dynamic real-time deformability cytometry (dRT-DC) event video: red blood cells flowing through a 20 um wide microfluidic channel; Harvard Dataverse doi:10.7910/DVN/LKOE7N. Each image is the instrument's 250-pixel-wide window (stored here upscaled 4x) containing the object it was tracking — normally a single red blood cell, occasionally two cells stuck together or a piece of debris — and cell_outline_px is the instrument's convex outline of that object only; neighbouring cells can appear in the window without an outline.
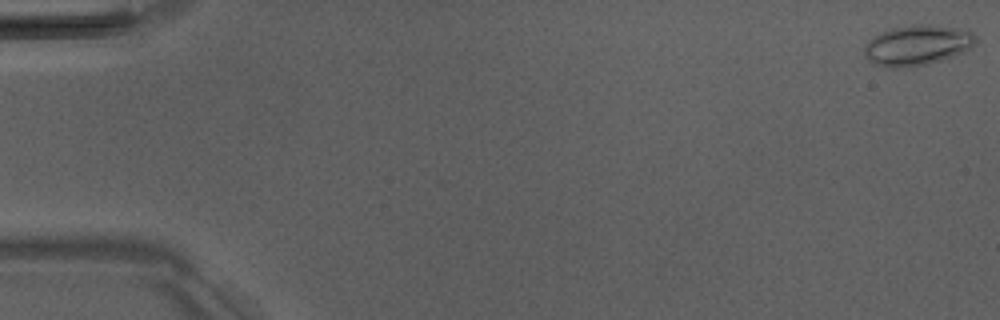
{"species": "Egyptian fruit bat (a non-hibernating species)", "species_latin": "Rousettus aegyptiacus", "temperature_condition": "room temperature", "stored_images_in_passage": 6, "camera_frame_rate_fps": 3000, "um_per_image_px": 0.085, "animal": {"sex": "male"}, "frame": {"image": 1, "passage_image": 1, "time_ms": 0.0, "image_size_px": [1000, 320], "cell_outline_px": [[976, 40], [972, 48], [964, 52], [928, 64], [904, 68], [884, 68], [868, 60], [864, 56], [864, 44], [872, 36], [892, 28], [912, 24], [928, 24], [968, 28], [976, 36]], "centroid_in_image_um": [77.97, 3.83], "position_along_channel_um": 7.0, "area_um2": 26.76}}